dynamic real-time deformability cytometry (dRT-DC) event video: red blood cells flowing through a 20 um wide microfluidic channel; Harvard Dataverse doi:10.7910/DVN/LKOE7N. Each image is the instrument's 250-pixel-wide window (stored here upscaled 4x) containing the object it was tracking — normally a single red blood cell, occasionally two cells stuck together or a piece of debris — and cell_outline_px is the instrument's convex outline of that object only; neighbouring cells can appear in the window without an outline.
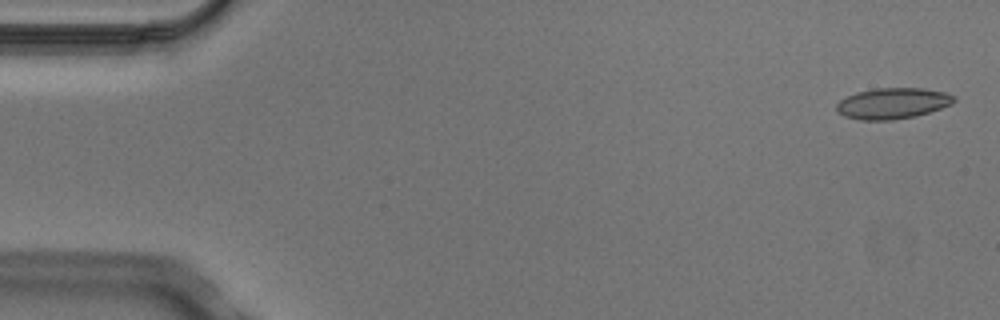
{"species": "Egyptian fruit bat (a non-hibernating species)", "species_latin": "Rousettus aegyptiacus", "temperature_condition": "cold", "stored_images_in_passage": 8, "camera_frame_rate_fps": 3000, "um_per_image_px": 0.085, "animal": {"sex": "male"}, "frame": {"image": 1, "passage_image": 1, "time_ms": 0.0, "image_size_px": [1000, 320], "cell_outline_px": [[956, 100], [952, 104], [916, 116], [892, 120], [860, 120], [844, 116], [836, 112], [836, 104], [840, 100], [856, 92], [876, 88], [924, 88], [944, 92], [952, 96]], "centroid_in_image_um": [75.84, 8.79], "position_along_channel_um": 9.2, "area_um2": 21.15}}
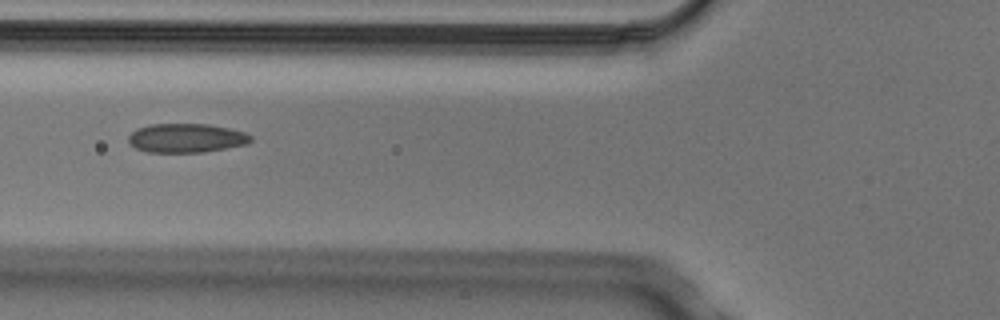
{"frame": {"image": 2, "passage_image": 6, "time_ms": 1.667, "image_size_px": [1000, 320], "cell_outline_px": [[252, 140], [248, 144], [204, 152], [144, 152], [128, 144], [128, 136], [136, 128], [148, 124], [208, 124], [228, 128], [244, 132], [252, 136]], "centroid_in_image_um": [15.8, 11.73], "position_along_channel_um": 110.0, "area_um2": 20.87}}
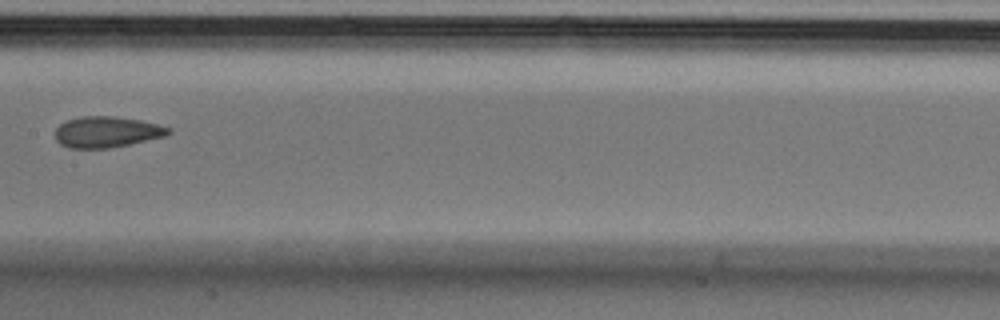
{"frame": {"image": 3, "passage_image": 8, "time_ms": 2.333, "image_size_px": [1000, 320], "cell_outline_px": [[172, 132], [164, 136], [128, 144], [108, 148], [68, 148], [60, 144], [56, 140], [56, 128], [60, 124], [68, 120], [80, 116], [112, 116], [140, 120], [160, 124], [172, 128]], "centroid_in_image_um": [9.08, 11.21], "position_along_channel_um": 198.3, "area_um2": 20.4}}